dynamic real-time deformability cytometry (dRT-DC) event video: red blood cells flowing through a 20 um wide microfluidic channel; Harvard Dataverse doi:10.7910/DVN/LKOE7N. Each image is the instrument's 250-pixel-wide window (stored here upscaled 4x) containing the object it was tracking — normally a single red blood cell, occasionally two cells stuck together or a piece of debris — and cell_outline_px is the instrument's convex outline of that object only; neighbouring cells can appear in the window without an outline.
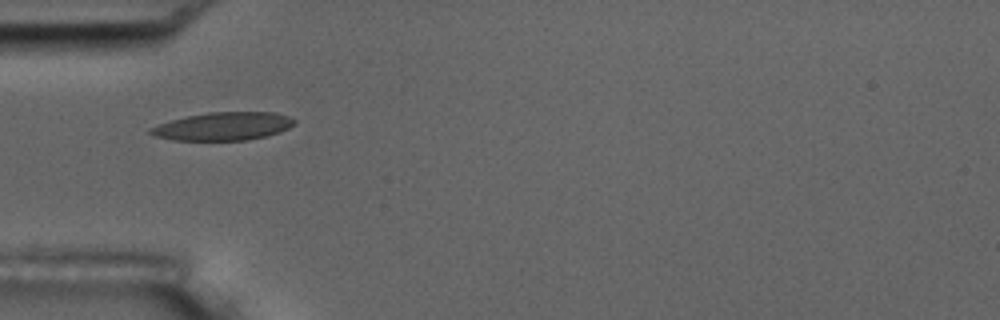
{"species": "common noctule bat (a hibernating species)", "species_latin": "Nyctalus noctula", "temperature_condition": "room temperature", "stored_images_in_passage": 5, "camera_frame_rate_fps": 3000, "um_per_image_px": 0.085, "animal": {"sex": "male", "body_mass_g": 17.5, "forearm_length_mm": 52.3}, "frame": {"image": 1, "passage_image": 2, "time_ms": 1.333, "image_size_px": [1000, 320], "cell_outline_px": [[296, 124], [280, 132], [248, 140], [172, 140], [156, 136], [148, 132], [148, 128], [172, 120], [188, 116], [208, 112], [276, 112], [288, 116], [296, 120]], "centroid_in_image_um": [19.0, 10.73], "position_along_channel_um": 66.0, "area_um2": 23.47}}
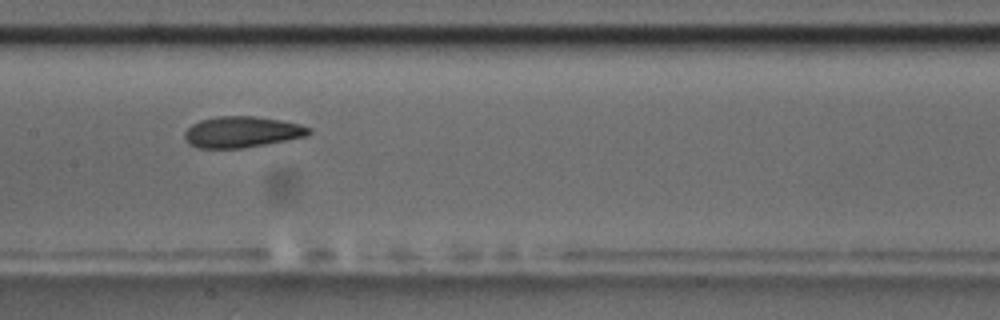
{"frame": {"image": 2, "passage_image": 5, "time_ms": 4.667, "image_size_px": [1000, 320], "cell_outline_px": [[312, 132], [304, 136], [288, 140], [240, 148], [196, 148], [188, 144], [184, 136], [184, 132], [192, 124], [200, 120], [216, 116], [256, 116], [280, 120], [300, 124], [312, 128]], "centroid_in_image_um": [20.54, 11.21], "position_along_channel_um": 186.9, "area_um2": 22.54}}